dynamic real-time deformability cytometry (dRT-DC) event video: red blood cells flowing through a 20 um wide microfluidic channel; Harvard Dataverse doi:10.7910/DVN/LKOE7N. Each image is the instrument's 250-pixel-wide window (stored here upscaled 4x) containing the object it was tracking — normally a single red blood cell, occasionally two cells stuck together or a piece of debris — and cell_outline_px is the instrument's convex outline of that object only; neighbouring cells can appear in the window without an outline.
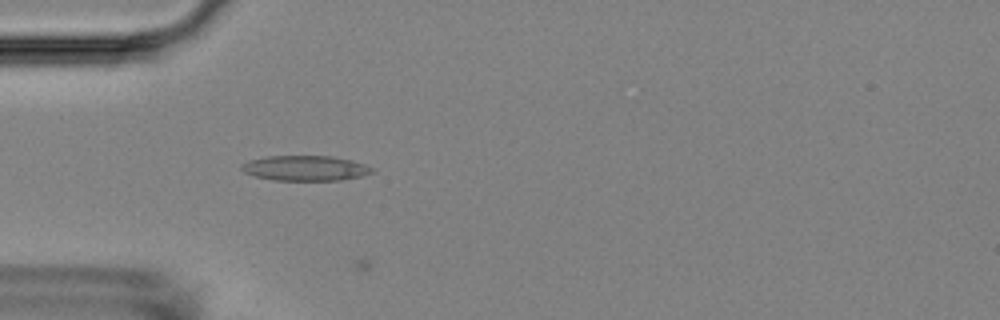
{"species": "Egyptian fruit bat (a non-hibernating species)", "species_latin": "Rousettus aegyptiacus", "temperature_condition": "room temperature", "stored_images_in_passage": 1, "camera_frame_rate_fps": 3000, "um_per_image_px": 0.085, "animal": {"sex": "female"}, "frame": {"image": 1, "passage_image": 1, "time_ms": 0.0, "image_size_px": [1000, 320], "cell_outline_px": [[376, 172], [364, 176], [340, 180], [272, 180], [256, 176], [244, 172], [240, 168], [240, 164], [248, 160], [268, 156], [332, 156], [352, 160], [364, 164], [372, 168]], "centroid_in_image_um": [25.96, 14.29], "position_along_channel_um": 59.0, "area_um2": 19.25}}